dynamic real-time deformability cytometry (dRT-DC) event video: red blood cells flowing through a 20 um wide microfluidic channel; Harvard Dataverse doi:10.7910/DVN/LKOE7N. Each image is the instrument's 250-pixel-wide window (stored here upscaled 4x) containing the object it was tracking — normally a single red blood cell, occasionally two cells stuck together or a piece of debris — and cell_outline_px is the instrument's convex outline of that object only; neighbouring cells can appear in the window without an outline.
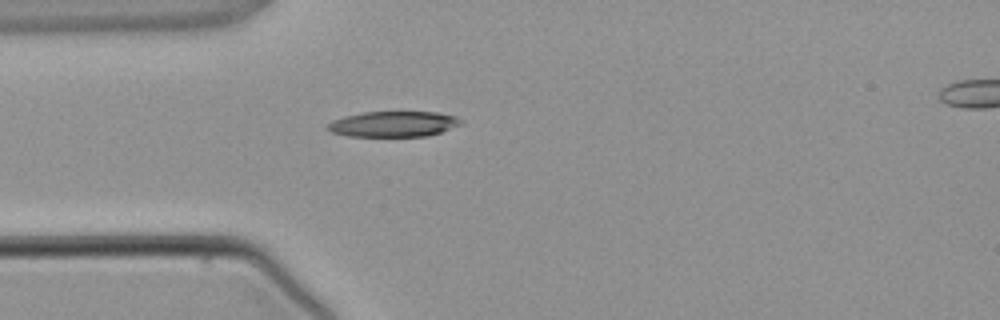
{"species": "common noctule bat (a hibernating species)", "species_latin": "Nyctalus noctula", "temperature_condition": "warm", "stored_images_in_passage": 2, "camera_frame_rate_fps": 3000, "um_per_image_px": 0.085, "animal": {"sex": "male", "body_mass_g": 21.5, "forearm_length_mm": 52.0}, "frame": {"image": 1, "passage_image": 1, "time_ms": 0.0, "image_size_px": [1000, 320], "cell_outline_px": [[464, 124], [428, 136], [348, 136], [332, 132], [324, 128], [332, 120], [344, 116], [364, 112], [436, 112], [456, 116], [464, 120]], "centroid_in_image_um": [33.47, 10.54], "position_along_channel_um": 51.5, "area_um2": 20.0}}